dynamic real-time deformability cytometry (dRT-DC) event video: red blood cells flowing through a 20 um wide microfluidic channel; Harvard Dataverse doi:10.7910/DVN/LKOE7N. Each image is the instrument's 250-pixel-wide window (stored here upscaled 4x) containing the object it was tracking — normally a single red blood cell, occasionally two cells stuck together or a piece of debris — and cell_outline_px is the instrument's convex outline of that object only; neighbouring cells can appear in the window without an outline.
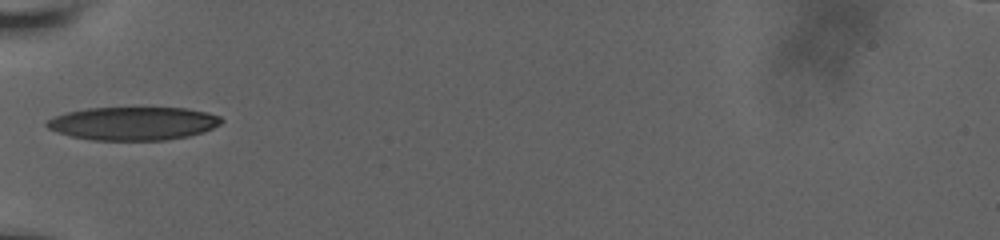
{"species": "human", "species_latin": "Homo sapiens", "temperature_condition": "room temperature", "stored_images_in_passage": 36, "camera_frame_rate_fps": 3000, "um_per_image_px": 0.085, "donor": {"sex": "male"}, "frame": {"image": 1, "passage_image": 1, "time_ms": 0.0, "image_size_px": [1000, 240], "cell_outline_px": [[224, 120], [220, 124], [204, 132], [188, 136], [164, 140], [92, 140], [72, 136], [56, 132], [48, 128], [44, 124], [48, 120], [56, 116], [68, 112], [88, 108], [188, 108], [208, 112], [220, 116]], "centroid_in_image_um": [11.35, 10.49], "position_along_channel_um": 73.6, "area_um2": 33.81}}
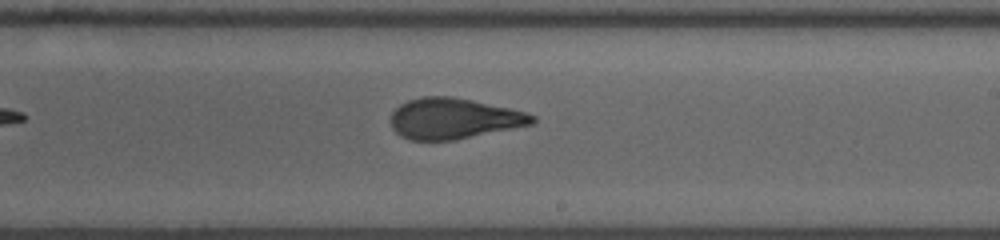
{"frame": {"image": 2, "passage_image": 15, "time_ms": 4.667, "image_size_px": [1000, 240], "cell_outline_px": [[536, 120], [532, 124], [452, 140], [412, 140], [400, 136], [392, 128], [392, 112], [400, 104], [408, 100], [420, 96], [452, 96], [472, 100], [528, 112], [536, 116]], "centroid_in_image_um": [38.56, 10.06], "position_along_channel_um": 250.4, "area_um2": 33.41}}
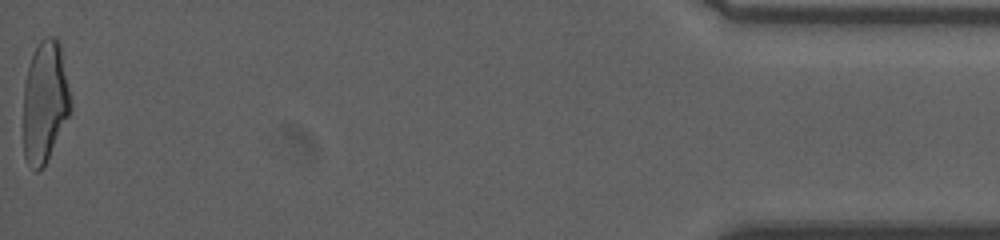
{"frame": {"image": 3, "passage_image": 36, "time_ms": 11.667, "image_size_px": [1000, 240], "cell_outline_px": [[72, 108], [44, 164], [36, 172], [28, 164], [24, 156], [24, 84], [28, 68], [32, 56], [40, 40], [44, 36], [52, 36], [60, 44], [72, 104]], "centroid_in_image_um": [3.81, 8.62], "position_along_channel_um": 431.4, "area_um2": 32.89}, "authors_computed_cell_mechanics": {"area_um2": 33.7841, "velocity_mm_per_s": 3.8187, "shape_relaxation_time_tau1_ms": 9.7749, "shape_relaxation_time_tau2_ms": 1.0778, "deformation_change_tau1": 0.3054, "deformation_change_tau2": 0.0949}}